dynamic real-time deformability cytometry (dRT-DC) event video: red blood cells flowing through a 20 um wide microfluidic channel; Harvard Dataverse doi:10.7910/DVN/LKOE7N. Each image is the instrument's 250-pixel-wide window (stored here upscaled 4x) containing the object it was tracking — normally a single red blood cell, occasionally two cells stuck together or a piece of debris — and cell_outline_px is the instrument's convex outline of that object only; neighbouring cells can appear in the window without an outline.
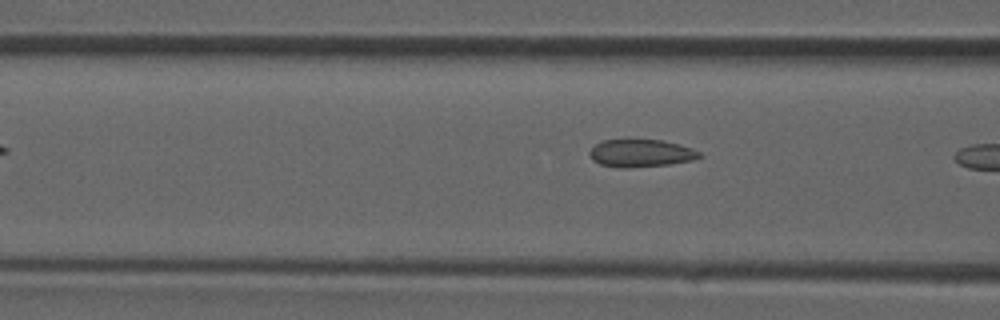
{"species": "common noctule bat (a hibernating species)", "species_latin": "Nyctalus noctula", "temperature_condition": "room temperature", "stored_images_in_passage": 5, "camera_frame_rate_fps": 3000, "um_per_image_px": 0.085, "animal": {"sex": "male", "forearm_length_mm": 52.5}, "frame": {"image": 1, "passage_image": 4, "time_ms": 3.667, "image_size_px": [1000, 320], "cell_outline_px": [[704, 156], [692, 160], [668, 164], [628, 168], [620, 168], [600, 164], [592, 160], [588, 152], [596, 144], [604, 140], [664, 140], [680, 144], [692, 148], [700, 152]], "centroid_in_image_um": [54.49, 13.02], "position_along_channel_um": 112.1, "area_um2": 17.69}}